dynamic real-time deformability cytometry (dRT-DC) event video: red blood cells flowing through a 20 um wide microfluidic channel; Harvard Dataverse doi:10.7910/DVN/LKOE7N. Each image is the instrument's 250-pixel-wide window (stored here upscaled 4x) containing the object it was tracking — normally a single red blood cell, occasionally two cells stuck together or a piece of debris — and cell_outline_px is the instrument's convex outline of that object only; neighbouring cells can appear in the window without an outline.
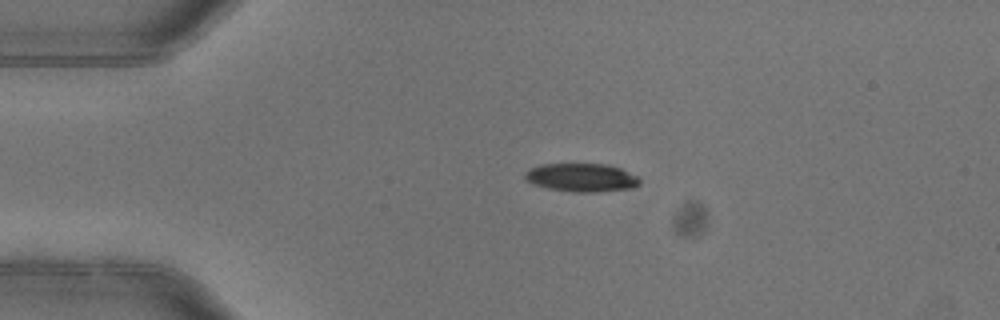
{"species": "common noctule bat (a hibernating species)", "species_latin": "Nyctalus noctula", "temperature_condition": "warm", "stored_images_in_passage": 4, "camera_frame_rate_fps": 3000, "um_per_image_px": 0.085, "animal": {"sex": "female"}, "frame": {"image": 1, "passage_image": 3, "time_ms": 0.667, "image_size_px": [1000, 320], "cell_outline_px": [[640, 184], [632, 188], [596, 192], [572, 192], [548, 188], [532, 184], [524, 180], [524, 172], [528, 168], [540, 164], [608, 164], [620, 168], [636, 176], [640, 180]], "centroid_in_image_um": [49.37, 15.09], "position_along_channel_um": 35.6, "area_um2": 19.13}}